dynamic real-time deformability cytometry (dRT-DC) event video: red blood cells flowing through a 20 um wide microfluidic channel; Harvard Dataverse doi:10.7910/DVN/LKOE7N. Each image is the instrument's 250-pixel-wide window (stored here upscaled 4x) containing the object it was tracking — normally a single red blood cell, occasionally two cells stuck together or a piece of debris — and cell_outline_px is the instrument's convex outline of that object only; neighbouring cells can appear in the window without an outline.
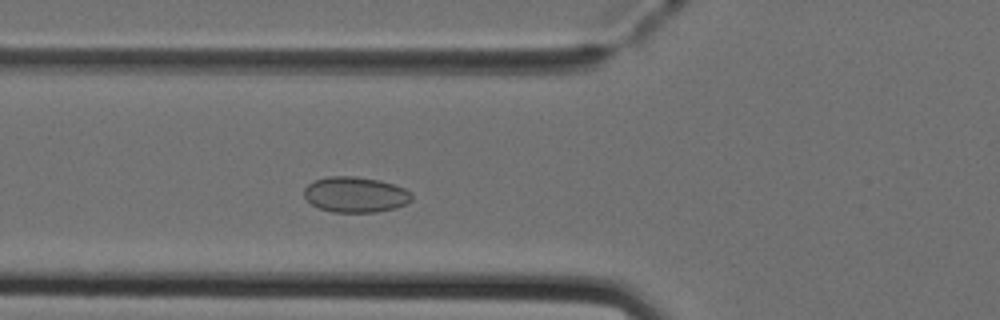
{"species": "Egyptian fruit bat (a non-hibernating species)", "species_latin": "Rousettus aegyptiacus", "temperature_condition": "cold", "stored_images_in_passage": 45, "camera_frame_rate_fps": 3000, "um_per_image_px": 0.085, "animal": {"sex": "female"}, "frame": {"image": 1, "passage_image": 13, "time_ms": 4.0, "image_size_px": [1000, 320], "cell_outline_px": [[412, 200], [396, 208], [376, 212], [332, 212], [320, 208], [312, 204], [304, 196], [304, 188], [308, 184], [316, 180], [328, 176], [356, 176], [380, 180], [404, 188], [412, 192]], "centroid_in_image_um": [30.22, 16.53], "position_along_channel_um": 95.6, "area_um2": 22.31}}
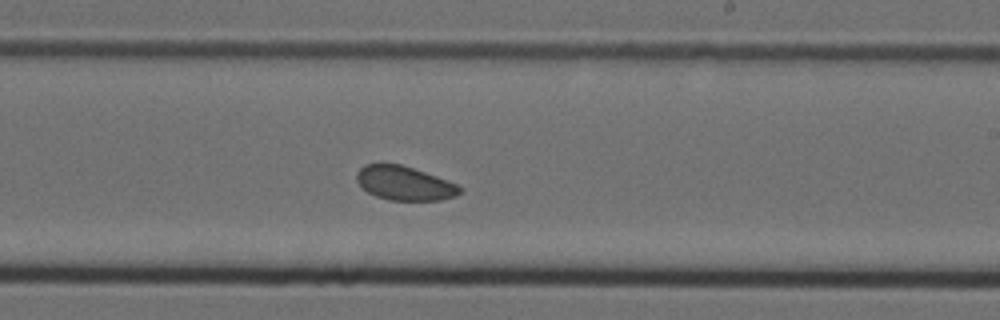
{"frame": {"image": 2, "passage_image": 25, "time_ms": 8.0, "image_size_px": [1000, 320], "cell_outline_px": [[460, 192], [456, 196], [440, 200], [388, 200], [376, 196], [368, 192], [356, 180], [356, 172], [364, 164], [400, 164], [436, 176], [456, 184], [460, 188]], "centroid_in_image_um": [34.35, 15.58], "position_along_channel_um": 254.7, "area_um2": 20.17}}
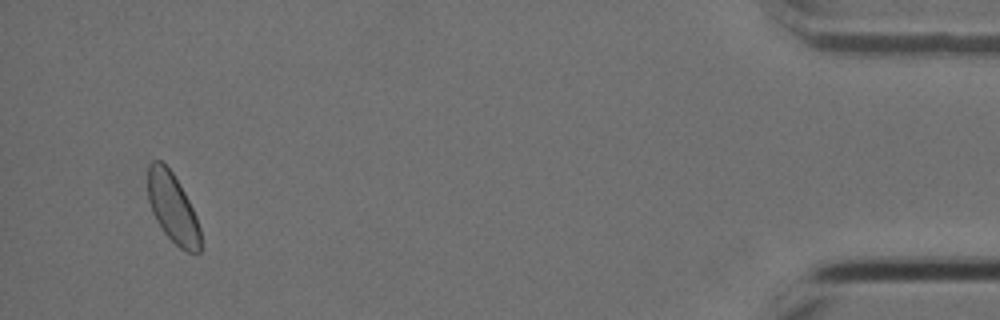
{"frame": {"image": 3, "passage_image": 43, "time_ms": 14.0, "image_size_px": [1000, 320], "cell_outline_px": [[200, 252], [188, 252], [180, 248], [164, 232], [156, 220], [152, 212], [148, 200], [148, 164], [152, 160], [160, 160], [172, 172], [180, 184], [196, 216], [200, 228]], "centroid_in_image_um": [14.66, 17.66], "position_along_channel_um": 420.5, "area_um2": 21.15}, "authors_computed_cell_mechanics": {"area_um2": 21.4438, "velocity_mm_per_s": 3.9765, "shape_relaxation_time_tau1_ms": null, "shape_relaxation_time_tau2_ms": 6.9236, "deformation_change_tau1": null, "deformation_change_tau2": 0.0939}}